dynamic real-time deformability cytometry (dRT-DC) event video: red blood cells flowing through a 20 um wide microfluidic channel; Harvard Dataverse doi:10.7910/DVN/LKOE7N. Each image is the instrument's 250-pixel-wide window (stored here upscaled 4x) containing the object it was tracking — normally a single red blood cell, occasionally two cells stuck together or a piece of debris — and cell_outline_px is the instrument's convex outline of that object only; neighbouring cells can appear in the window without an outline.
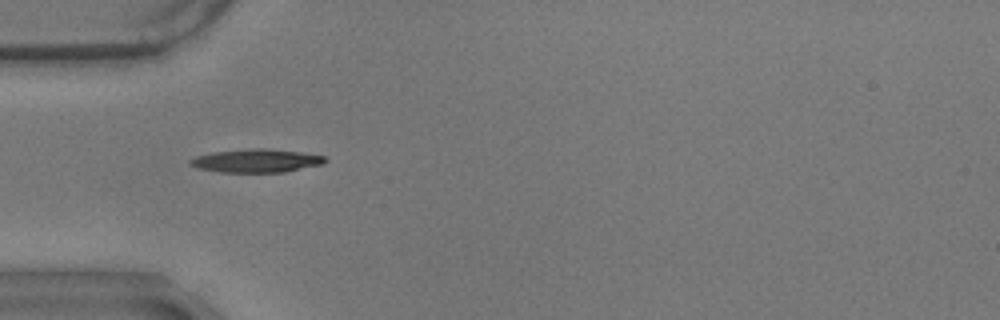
{"species": "common noctule bat (a hibernating species)", "species_latin": "Nyctalus noctula", "temperature_condition": "warm", "stored_images_in_passage": 41, "camera_frame_rate_fps": 3000, "um_per_image_px": 0.085, "animal": {"sex": "male", "body_mass_g": 17.9}, "frame": {"image": 1, "passage_image": 1, "time_ms": 0.0, "image_size_px": [1000, 320], "cell_outline_px": [[328, 160], [324, 164], [284, 172], [220, 172], [200, 168], [188, 164], [188, 160], [196, 156], [212, 152], [248, 148], [268, 148], [300, 152], [324, 156]], "centroid_in_image_um": [21.79, 13.65], "position_along_channel_um": 63.2, "area_um2": 18.44}}
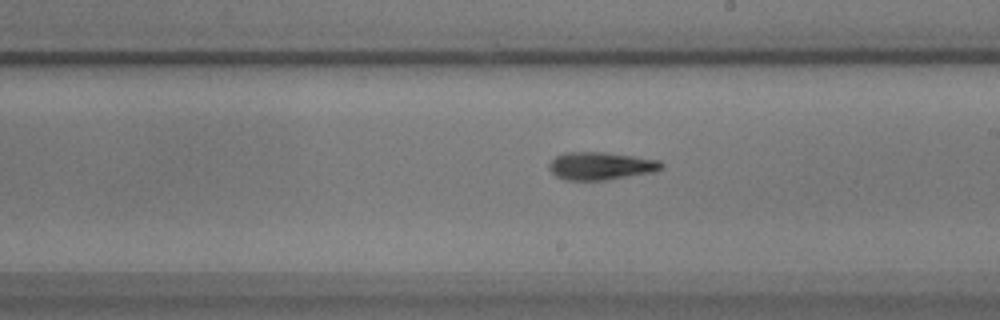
{"frame": {"image": 2, "passage_image": 16, "time_ms": 5.0, "image_size_px": [1000, 320], "cell_outline_px": [[664, 164], [660, 168], [652, 172], [604, 180], [568, 180], [556, 176], [548, 168], [548, 164], [556, 156], [564, 152], [604, 152], [660, 160]], "centroid_in_image_um": [51.02, 14.09], "position_along_channel_um": 238.0, "area_um2": 17.98}}
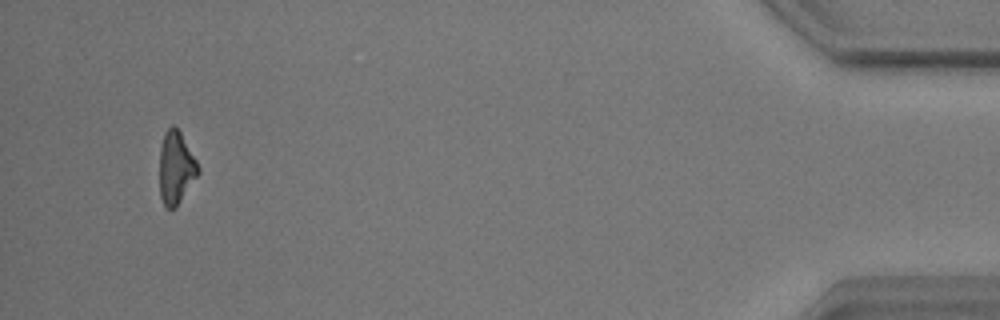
{"frame": {"image": 3, "passage_image": 38, "time_ms": 12.333, "image_size_px": [1000, 320], "cell_outline_px": [[200, 172], [176, 208], [168, 208], [164, 204], [160, 196], [160, 148], [164, 132], [172, 124], [180, 132], [196, 160], [200, 168]], "centroid_in_image_um": [14.96, 14.26], "position_along_channel_um": 420.2, "area_um2": 16.24}, "authors_computed_cell_mechanics": {"area_um2": 17.5712, "velocity_mm_per_s": 3.5176, "shape_relaxation_time_tau1_ms": 4.4478, "shape_relaxation_time_tau2_ms": 5.2932, "deformation_change_tau1": 0.1856, "deformation_change_tau2": 0.1655}}